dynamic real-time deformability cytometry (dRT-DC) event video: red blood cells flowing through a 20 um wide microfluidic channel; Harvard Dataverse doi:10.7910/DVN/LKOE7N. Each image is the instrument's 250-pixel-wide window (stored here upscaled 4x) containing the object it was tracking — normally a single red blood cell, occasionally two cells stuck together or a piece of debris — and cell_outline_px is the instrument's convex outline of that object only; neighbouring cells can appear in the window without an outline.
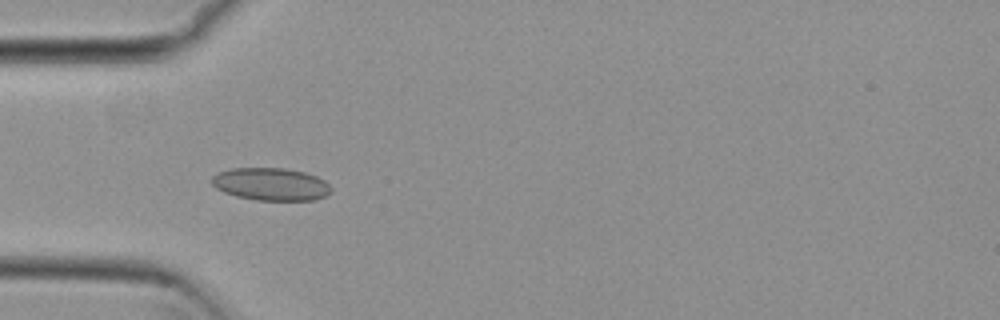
{"species": "common noctule bat (a hibernating species)", "species_latin": "Nyctalus noctula", "temperature_condition": "cold", "stored_images_in_passage": 38, "camera_frame_rate_fps": 3000, "um_per_image_px": 0.085, "animal": {"sex": "female", "body_mass_g": 29.2, "forearm_length_mm": 56.3}, "frame": {"image": 1, "passage_image": 1, "time_ms": 0.0, "image_size_px": [1000, 320], "cell_outline_px": [[332, 192], [316, 200], [256, 200], [236, 196], [224, 192], [216, 188], [212, 184], [212, 176], [216, 172], [232, 168], [284, 168], [304, 172], [316, 176], [324, 180], [332, 188]], "centroid_in_image_um": [23.02, 15.65], "position_along_channel_um": 62.0, "area_um2": 22.77}}
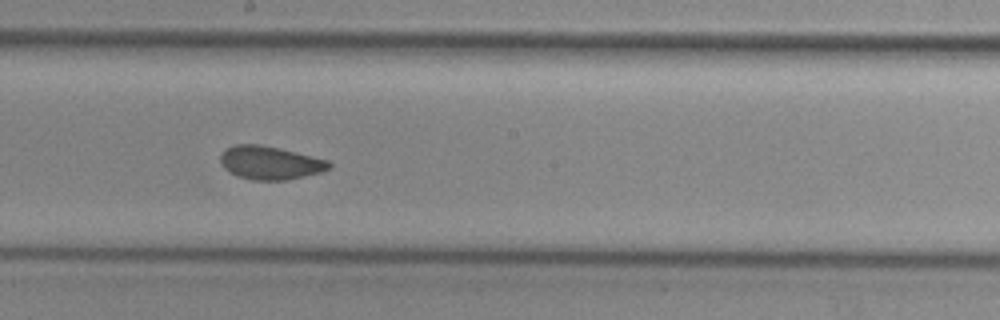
{"frame": {"image": 2, "passage_image": 14, "time_ms": 4.333, "image_size_px": [1000, 320], "cell_outline_px": [[332, 168], [320, 172], [304, 176], [284, 180], [252, 180], [236, 176], [224, 168], [220, 160], [220, 156], [228, 148], [236, 144], [260, 144], [280, 148], [328, 160], [332, 164]], "centroid_in_image_um": [22.97, 13.84], "position_along_channel_um": 225.2, "area_um2": 21.04}}
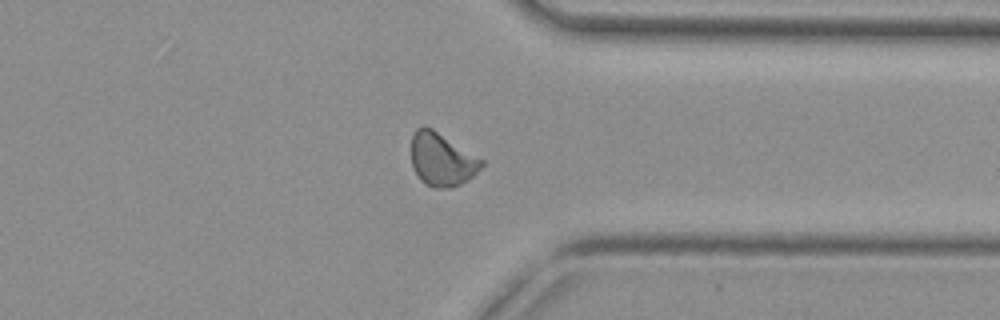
{"frame": {"image": 3, "passage_image": 26, "time_ms": 8.333, "image_size_px": [1000, 320], "cell_outline_px": [[484, 164], [468, 180], [452, 188], [436, 188], [424, 184], [420, 180], [412, 168], [412, 136], [416, 128], [424, 124], [432, 128], [484, 160]], "centroid_in_image_um": [37.53, 13.56], "position_along_channel_um": 373.9, "area_um2": 21.85}, "authors_computed_cell_mechanics": {"area_um2": 21.1548, "velocity_mm_per_s": 3.8097, "shape_relaxation_time_tau1_ms": null, "shape_relaxation_time_tau2_ms": 1.1698, "deformation_change_tau1": null, "deformation_change_tau2": 0.0629}}